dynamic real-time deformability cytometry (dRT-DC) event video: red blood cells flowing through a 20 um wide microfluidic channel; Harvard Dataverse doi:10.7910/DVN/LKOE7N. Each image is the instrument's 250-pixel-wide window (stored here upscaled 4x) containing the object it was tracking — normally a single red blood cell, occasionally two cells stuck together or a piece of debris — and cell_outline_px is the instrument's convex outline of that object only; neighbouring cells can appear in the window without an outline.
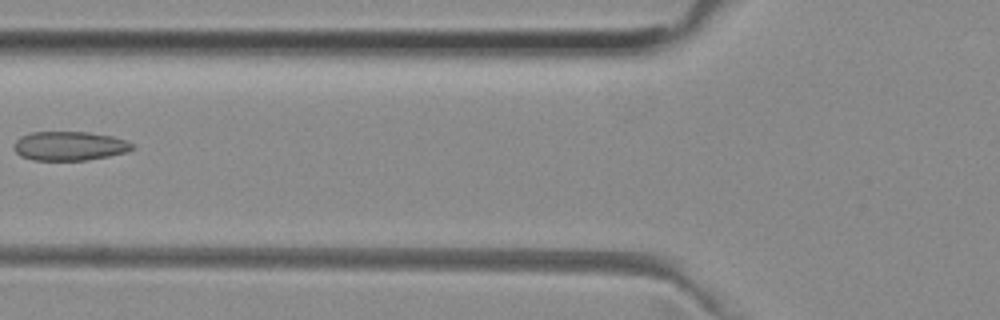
{"species": "common noctule bat (a hibernating species)", "species_latin": "Nyctalus noctula", "temperature_condition": "room temperature", "stored_images_in_passage": 5, "camera_frame_rate_fps": 3000, "um_per_image_px": 0.085, "animal": {"sex": "female", "body_mass_g": 29.2, "forearm_length_mm": 56.3}, "frame": {"image": 1, "passage_image": 4, "time_ms": 1.0, "image_size_px": [1000, 320], "cell_outline_px": [[136, 148], [128, 152], [108, 156], [84, 160], [32, 160], [20, 156], [12, 148], [12, 144], [20, 136], [28, 132], [88, 132], [112, 136], [124, 140], [132, 144]], "centroid_in_image_um": [5.86, 12.4], "position_along_channel_um": 119.9, "area_um2": 20.23}}
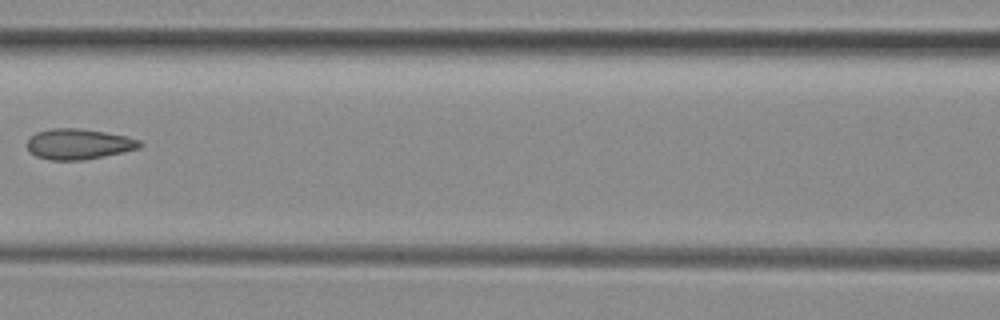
{"frame": {"image": 2, "passage_image": 5, "time_ms": 1.333, "image_size_px": [1000, 320], "cell_outline_px": [[144, 144], [140, 148], [124, 152], [84, 160], [48, 160], [36, 156], [28, 148], [28, 140], [36, 132], [52, 128], [76, 128], [104, 132], [124, 136], [140, 140]], "centroid_in_image_um": [6.71, 12.25], "position_along_channel_um": 159.9, "area_um2": 19.94}}